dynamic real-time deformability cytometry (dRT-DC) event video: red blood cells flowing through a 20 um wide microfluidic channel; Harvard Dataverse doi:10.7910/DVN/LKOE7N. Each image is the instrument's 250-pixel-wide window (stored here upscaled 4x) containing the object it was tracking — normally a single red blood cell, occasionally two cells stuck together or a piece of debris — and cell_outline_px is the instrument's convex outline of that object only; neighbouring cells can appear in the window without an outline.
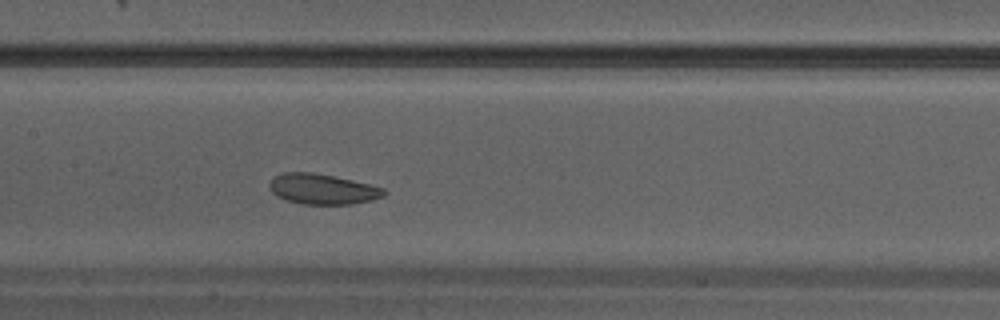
{"species": "Egyptian fruit bat (a non-hibernating species)", "species_latin": "Rousettus aegyptiacus", "temperature_condition": "warm", "stored_images_in_passage": 26, "camera_frame_rate_fps": 3000, "um_per_image_px": 0.085, "animal": {"sex": "male"}, "frame": {"image": 1, "passage_image": 12, "time_ms": 3.667, "image_size_px": [1000, 320], "cell_outline_px": [[388, 192], [384, 196], [372, 200], [352, 204], [304, 204], [284, 200], [276, 196], [268, 188], [268, 184], [276, 176], [284, 172], [312, 172], [352, 180], [384, 188]], "centroid_in_image_um": [27.4, 16.08], "position_along_channel_um": 180.0, "area_um2": 20.29}}
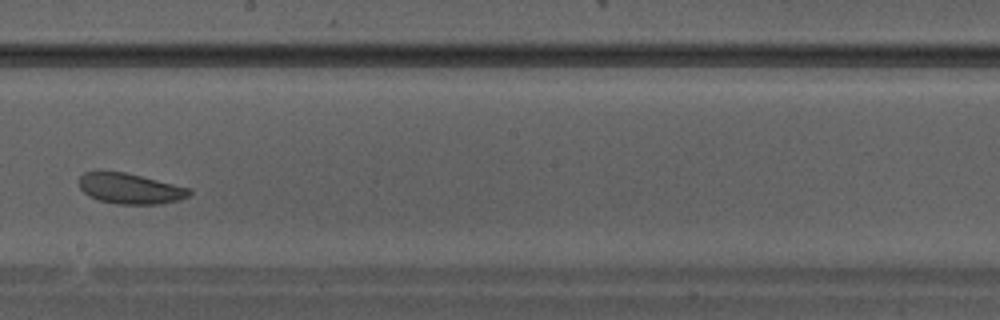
{"frame": {"image": 2, "passage_image": 15, "time_ms": 4.667, "image_size_px": [1000, 320], "cell_outline_px": [[192, 192], [188, 196], [180, 200], [160, 204], [116, 204], [100, 200], [88, 196], [80, 188], [80, 176], [84, 172], [124, 172], [188, 188]], "centroid_in_image_um": [11.05, 16.05], "position_along_channel_um": 237.2, "area_um2": 19.25}}